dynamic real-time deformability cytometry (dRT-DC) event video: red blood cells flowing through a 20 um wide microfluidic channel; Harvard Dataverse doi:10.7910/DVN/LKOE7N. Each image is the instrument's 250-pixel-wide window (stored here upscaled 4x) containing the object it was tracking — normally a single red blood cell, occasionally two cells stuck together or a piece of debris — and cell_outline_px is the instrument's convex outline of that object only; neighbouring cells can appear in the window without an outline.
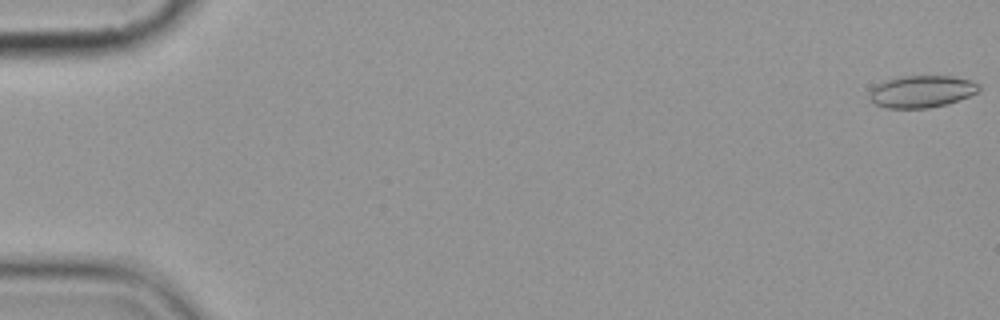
{"species": "common noctule bat (a hibernating species)", "species_latin": "Nyctalus noctula", "temperature_condition": "cold", "stored_images_in_passage": 6, "camera_frame_rate_fps": 3000, "um_per_image_px": 0.085, "animal": {"sex": "female", "body_mass_g": 19.9}, "frame": {"image": 1, "passage_image": 1, "time_ms": 0.0, "image_size_px": [1000, 320], "cell_outline_px": [[980, 88], [976, 92], [968, 96], [948, 104], [928, 108], [888, 108], [872, 104], [868, 100], [868, 92], [876, 84], [884, 80], [900, 76], [952, 76], [972, 80], [980, 84]], "centroid_in_image_um": [78.28, 7.78], "position_along_channel_um": 6.7, "area_um2": 20.81}}
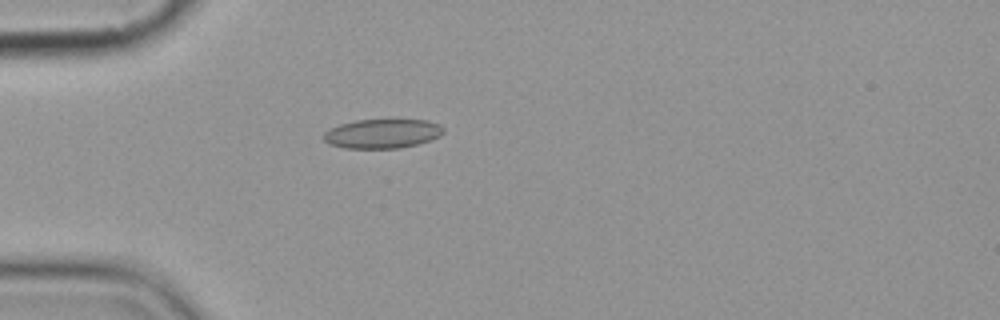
{"frame": {"image": 2, "passage_image": 5, "time_ms": 5.333, "image_size_px": [1000, 320], "cell_outline_px": [[444, 132], [440, 136], [416, 144], [400, 148], [344, 148], [328, 144], [324, 140], [324, 132], [328, 128], [340, 124], [356, 120], [392, 116], [428, 120], [440, 124], [444, 128]], "centroid_in_image_um": [32.52, 11.29], "position_along_channel_um": 52.5, "area_um2": 21.5}}